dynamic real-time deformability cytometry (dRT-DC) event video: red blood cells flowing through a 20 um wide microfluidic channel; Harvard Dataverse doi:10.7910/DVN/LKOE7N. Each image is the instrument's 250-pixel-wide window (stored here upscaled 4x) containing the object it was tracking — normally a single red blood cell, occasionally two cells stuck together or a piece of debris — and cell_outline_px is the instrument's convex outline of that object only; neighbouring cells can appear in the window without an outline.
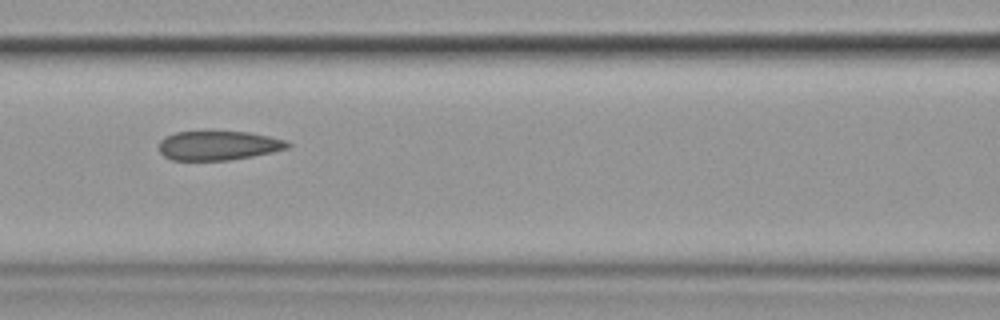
{"species": "common noctule bat (a hibernating species)", "species_latin": "Nyctalus noctula", "temperature_condition": "cold", "stored_images_in_passage": 9, "camera_frame_rate_fps": 3000, "um_per_image_px": 0.085, "animal": {"sex": "female", "body_mass_g": 19.9}, "frame": {"image": 1, "passage_image": 6, "time_ms": 6.667, "image_size_px": [1000, 320], "cell_outline_px": [[292, 144], [288, 148], [272, 152], [252, 156], [228, 160], [172, 160], [164, 156], [160, 152], [160, 140], [164, 136], [176, 132], [248, 132], [288, 140]], "centroid_in_image_um": [18.58, 12.37], "position_along_channel_um": 148.0, "area_um2": 21.85}}
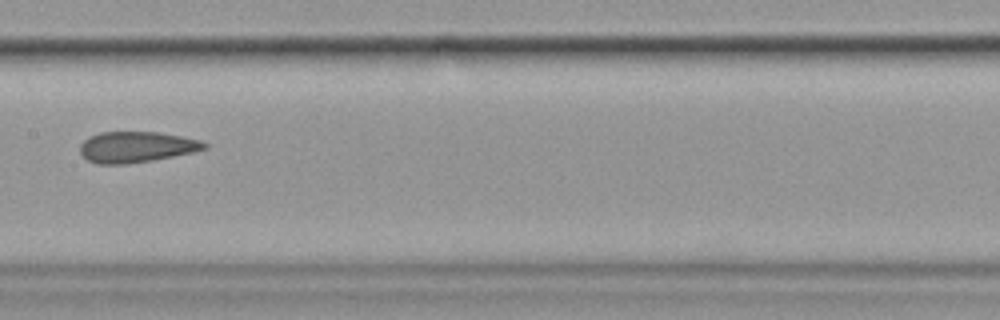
{"frame": {"image": 2, "passage_image": 7, "time_ms": 8.0, "image_size_px": [1000, 320], "cell_outline_px": [[208, 148], [192, 152], [152, 160], [124, 164], [96, 164], [88, 160], [80, 152], [80, 144], [88, 136], [100, 132], [160, 132], [200, 140], [208, 144]], "centroid_in_image_um": [11.57, 12.49], "position_along_channel_um": 195.8, "area_um2": 22.31}}
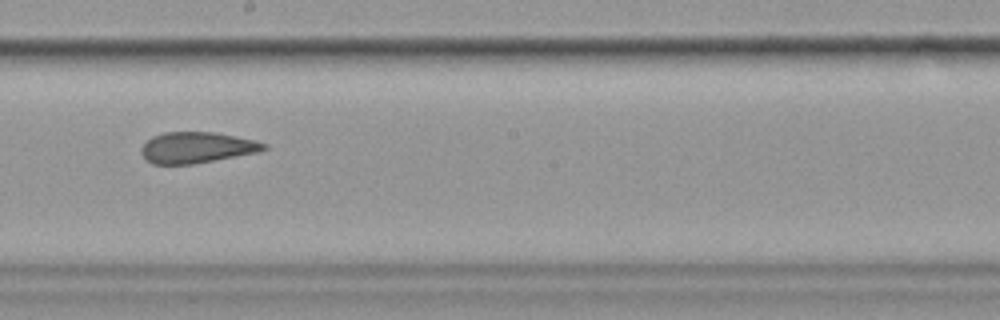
{"frame": {"image": 3, "passage_image": 8, "time_ms": 9.0, "image_size_px": [1000, 320], "cell_outline_px": [[268, 148], [260, 152], [192, 164], [152, 164], [140, 152], [140, 148], [152, 136], [164, 132], [216, 132], [256, 140], [268, 144]], "centroid_in_image_um": [16.76, 12.53], "position_along_channel_um": 231.4, "area_um2": 22.25}}